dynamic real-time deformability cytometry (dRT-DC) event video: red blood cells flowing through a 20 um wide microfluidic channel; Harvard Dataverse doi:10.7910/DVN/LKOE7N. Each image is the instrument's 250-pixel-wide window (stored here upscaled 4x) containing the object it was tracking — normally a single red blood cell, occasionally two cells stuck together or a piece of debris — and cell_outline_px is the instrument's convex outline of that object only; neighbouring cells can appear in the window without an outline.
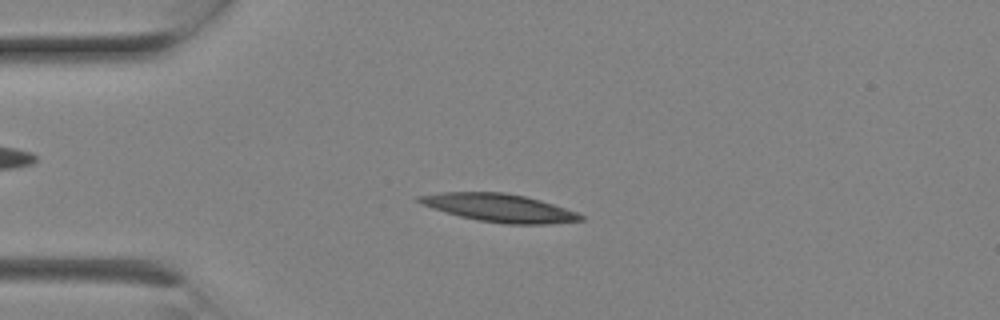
{"species": "Egyptian fruit bat (a non-hibernating species)", "species_latin": "Rousettus aegyptiacus", "temperature_condition": "room temperature", "stored_images_in_passage": 4, "camera_frame_rate_fps": 3000, "um_per_image_px": 0.085, "animal": {"sex": "female"}, "frame": {"image": 1, "passage_image": 3, "time_ms": 0.667, "image_size_px": [1000, 320], "cell_outline_px": [[584, 220], [548, 224], [508, 224], [476, 220], [460, 216], [432, 208], [416, 200], [416, 196], [440, 192], [504, 192], [524, 196], [540, 200], [576, 212], [584, 216]], "centroid_in_image_um": [42.43, 17.66], "position_along_channel_um": 42.6, "area_um2": 26.18}}